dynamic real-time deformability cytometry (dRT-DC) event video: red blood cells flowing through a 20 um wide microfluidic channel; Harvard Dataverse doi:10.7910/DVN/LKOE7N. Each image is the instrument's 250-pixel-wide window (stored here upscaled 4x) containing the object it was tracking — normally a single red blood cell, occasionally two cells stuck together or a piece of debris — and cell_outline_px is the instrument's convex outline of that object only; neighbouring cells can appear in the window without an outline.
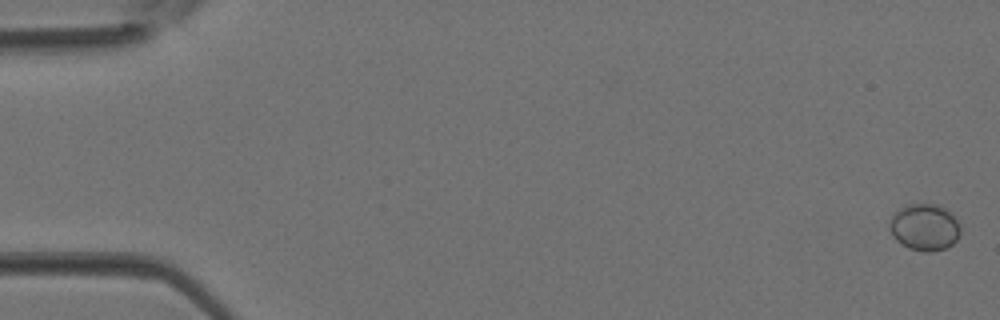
{"species": "Egyptian fruit bat (a non-hibernating species)", "species_latin": "Rousettus aegyptiacus", "temperature_condition": "room temperature", "stored_images_in_passage": 4, "camera_frame_rate_fps": 3000, "um_per_image_px": 0.085, "animal": {"sex": "female"}, "frame": {"image": 1, "passage_image": 1, "time_ms": 0.0, "image_size_px": [1000, 320], "cell_outline_px": [[960, 236], [952, 244], [944, 248], [932, 252], [924, 252], [908, 248], [900, 244], [892, 236], [888, 224], [888, 220], [900, 208], [908, 204], [936, 204], [952, 212], [960, 224]], "centroid_in_image_um": [78.58, 19.32], "position_along_channel_um": 6.4, "area_um2": 19.59}}
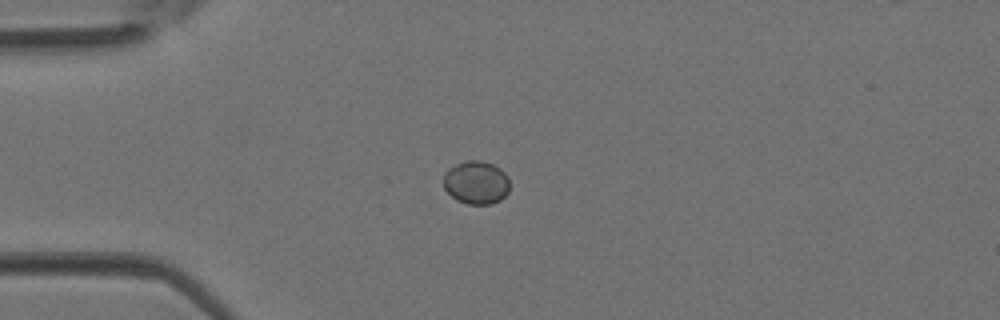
{"frame": {"image": 2, "passage_image": 4, "time_ms": 1.0, "image_size_px": [1000, 320], "cell_outline_px": [[508, 192], [500, 200], [492, 204], [468, 204], [456, 200], [444, 188], [444, 172], [448, 168], [456, 164], [468, 160], [480, 160], [492, 164], [500, 168], [508, 176]], "centroid_in_image_um": [40.47, 15.51], "position_along_channel_um": 44.5, "area_um2": 16.7}}